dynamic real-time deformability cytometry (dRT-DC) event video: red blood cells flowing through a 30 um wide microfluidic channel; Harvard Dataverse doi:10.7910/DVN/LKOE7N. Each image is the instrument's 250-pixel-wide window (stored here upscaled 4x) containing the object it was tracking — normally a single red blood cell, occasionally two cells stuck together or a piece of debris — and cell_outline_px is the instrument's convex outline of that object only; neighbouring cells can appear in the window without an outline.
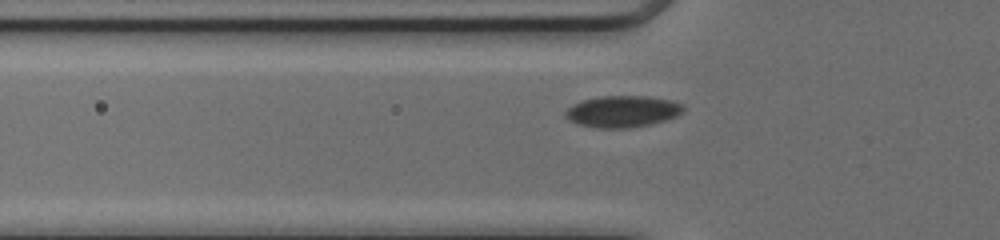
{"species": "common noctule bat (a hibernating species)", "species_latin": "Nyctalus noctula", "temperature_condition": "cold", "stored_images_in_passage": 38, "camera_frame_rate_fps": 3000, "um_per_image_px": 0.085, "animal": {"sex": "female", "body_mass_g": 17.0, "forearm_length_mm": 48.0}, "frame": {"image": 1, "passage_image": 3, "time_ms": 0.667, "image_size_px": [1000, 240], "cell_outline_px": [[684, 112], [676, 116], [652, 124], [628, 128], [596, 128], [580, 124], [564, 116], [564, 112], [572, 104], [584, 100], [600, 96], [648, 96], [672, 100], [684, 104]], "centroid_in_image_um": [52.95, 9.47], "position_along_channel_um": 72.9, "area_um2": 21.73}}
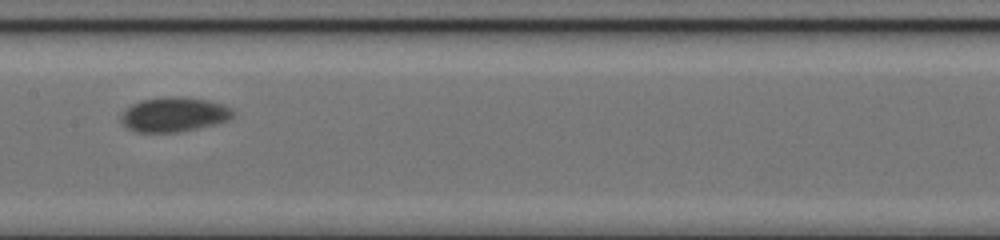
{"frame": {"image": 2, "passage_image": 12, "time_ms": 3.667, "image_size_px": [1000, 240], "cell_outline_px": [[236, 112], [228, 120], [216, 124], [180, 132], [136, 132], [128, 128], [120, 120], [120, 112], [132, 104], [144, 100], [168, 96], [180, 96], [208, 100], [224, 104], [232, 108]], "centroid_in_image_um": [14.8, 9.73], "position_along_channel_um": 192.6, "area_um2": 22.77}}
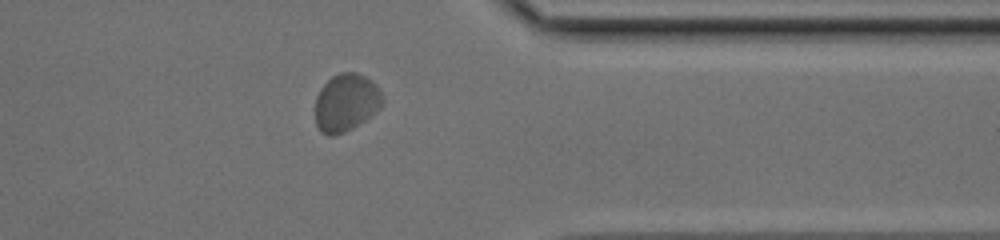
{"frame": {"image": 3, "passage_image": 27, "time_ms": 8.667, "image_size_px": [1000, 240], "cell_outline_px": [[384, 100], [380, 108], [376, 112], [352, 128], [344, 132], [332, 136], [328, 136], [320, 132], [316, 124], [316, 96], [320, 88], [332, 76], [340, 72], [356, 72], [364, 76], [376, 84], [384, 96]], "centroid_in_image_um": [29.42, 8.71], "position_along_channel_um": 382.0, "area_um2": 22.72}, "authors_computed_cell_mechanics": {"area_um2": 22.0507, "velocity_mm_per_s": 3.9854, "shape_relaxation_time_tau1_ms": 1.5039, "shape_relaxation_time_tau2_ms": null, "deformation_change_tau1": 0.0555, "deformation_change_tau2": null}}